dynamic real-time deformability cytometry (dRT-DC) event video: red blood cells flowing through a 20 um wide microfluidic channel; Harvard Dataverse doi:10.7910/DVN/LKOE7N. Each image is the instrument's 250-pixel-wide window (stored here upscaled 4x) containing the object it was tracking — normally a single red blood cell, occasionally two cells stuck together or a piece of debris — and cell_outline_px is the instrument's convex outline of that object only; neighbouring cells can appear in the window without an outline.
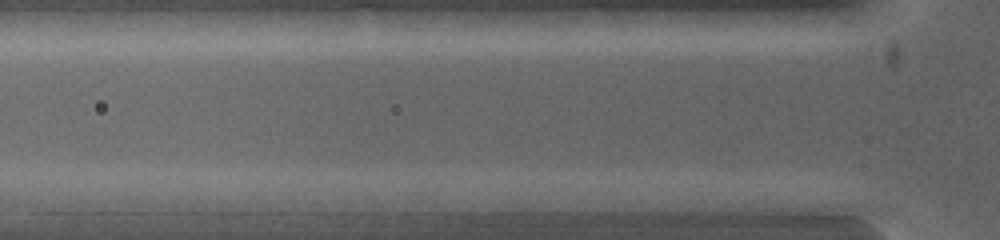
{"species": "common noctule bat (a hibernating species)", "species_latin": "Nyctalus noctula", "temperature_condition": "warm", "stored_images_in_passage": 5, "camera_frame_rate_fps": 5000, "um_per_image_px": 0.085, "animal": {"sex": "female", "body_mass_g": 19.0, "forearm_length_mm": 53.3}, "frame": {"image": 1, "passage_image": 2, "time_ms": 0.2, "image_size_px": [1000, 240], "cell_outline_px": [[384, 200], [380, 212], [312, 212], [296, 200], [304, 192], [364, 192], [376, 196]], "centroid_in_image_um": [28.97, 17.17], "position_along_channel_um": 96.8, "area_um2": 11.1}}